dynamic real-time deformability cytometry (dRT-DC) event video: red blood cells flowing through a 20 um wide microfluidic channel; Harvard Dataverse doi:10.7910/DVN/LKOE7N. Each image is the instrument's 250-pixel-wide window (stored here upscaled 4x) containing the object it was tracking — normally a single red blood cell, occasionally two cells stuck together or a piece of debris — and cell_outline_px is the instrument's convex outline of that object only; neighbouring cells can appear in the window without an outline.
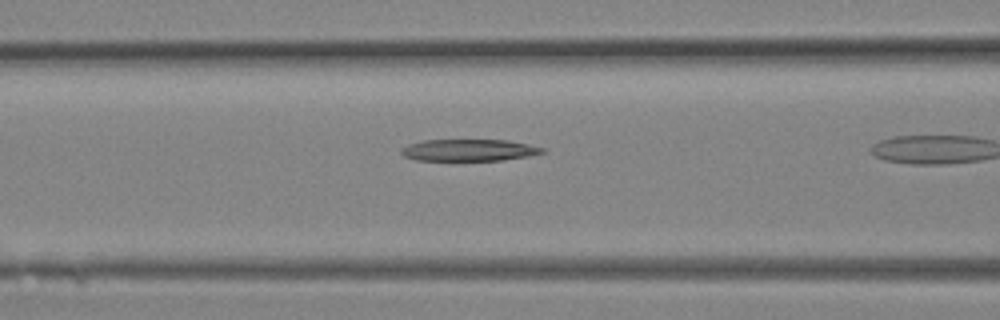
{"species": "Egyptian fruit bat (a non-hibernating species)", "species_latin": "Rousettus aegyptiacus", "temperature_condition": "room temperature", "stored_images_in_passage": 7, "camera_frame_rate_fps": 3000, "um_per_image_px": 0.085, "animal": {"sex": "female"}, "frame": {"image": 1, "passage_image": 4, "time_ms": 1.0, "image_size_px": [1000, 320], "cell_outline_px": [[544, 152], [528, 156], [504, 160], [416, 160], [404, 156], [400, 152], [400, 148], [408, 144], [424, 140], [508, 140], [528, 144], [544, 148]], "centroid_in_image_um": [39.83, 12.76], "position_along_channel_um": 126.8, "area_um2": 17.86}}
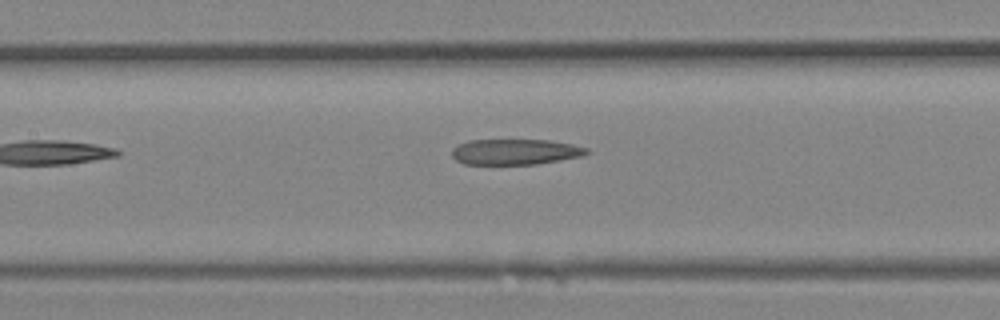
{"frame": {"image": 2, "passage_image": 7, "time_ms": 2.0, "image_size_px": [1000, 320], "cell_outline_px": [[592, 152], [580, 156], [560, 160], [536, 164], [464, 164], [456, 160], [452, 156], [452, 148], [468, 140], [548, 140], [572, 144], [588, 148]], "centroid_in_image_um": [43.8, 12.9], "position_along_channel_um": 163.6, "area_um2": 20.11}}